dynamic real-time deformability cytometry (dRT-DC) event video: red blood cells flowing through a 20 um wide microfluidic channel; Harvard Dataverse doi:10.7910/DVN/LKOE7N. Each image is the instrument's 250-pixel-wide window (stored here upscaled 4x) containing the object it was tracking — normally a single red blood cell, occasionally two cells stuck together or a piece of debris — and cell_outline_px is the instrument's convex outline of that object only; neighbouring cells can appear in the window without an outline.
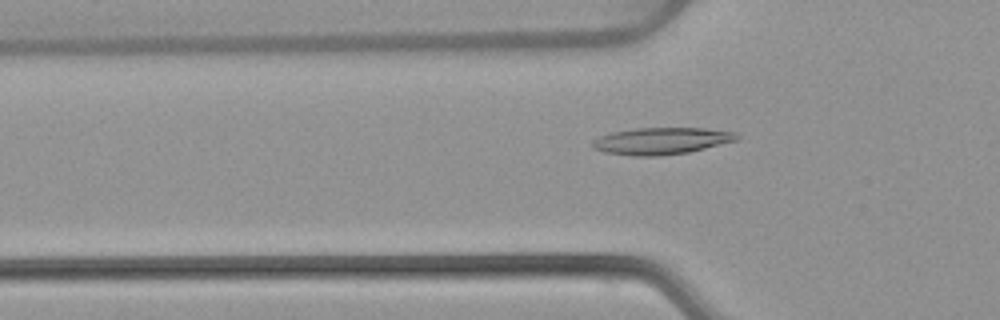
{"species": "common noctule bat (a hibernating species)", "species_latin": "Nyctalus noctula", "temperature_condition": "warm", "stored_images_in_passage": 52, "camera_frame_rate_fps": 3000, "um_per_image_px": 0.085, "animal": {"sex": "female", "body_mass_g": 22.7, "forearm_length_mm": 54.2}, "frame": {"image": 1, "passage_image": 17, "time_ms": 5.333, "image_size_px": [1000, 320], "cell_outline_px": [[740, 136], [736, 140], [688, 152], [656, 156], [632, 156], [604, 152], [592, 148], [592, 140], [600, 136], [612, 132], [636, 128], [704, 128], [736, 132]], "centroid_in_image_um": [56.18, 11.97], "position_along_channel_um": 69.6, "area_um2": 22.48}}
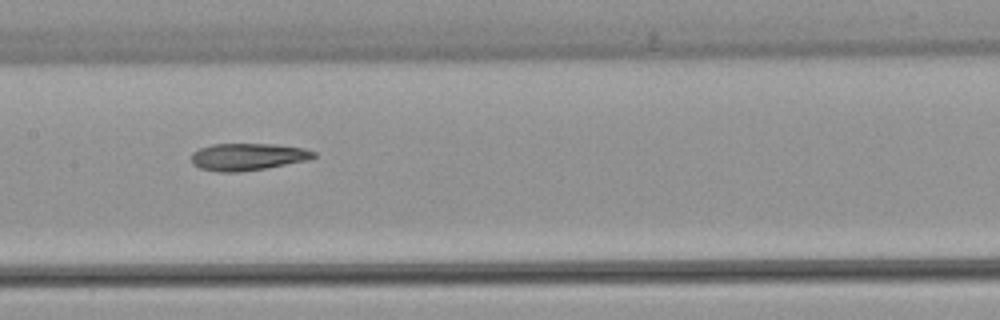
{"frame": {"image": 2, "passage_image": 26, "time_ms": 8.333, "image_size_px": [1000, 320], "cell_outline_px": [[316, 156], [308, 160], [264, 168], [240, 172], [216, 172], [200, 168], [192, 164], [192, 152], [200, 148], [212, 144], [276, 144], [304, 148], [316, 152]], "centroid_in_image_um": [21.05, 13.32], "position_along_channel_um": 186.4, "area_um2": 19.36}}
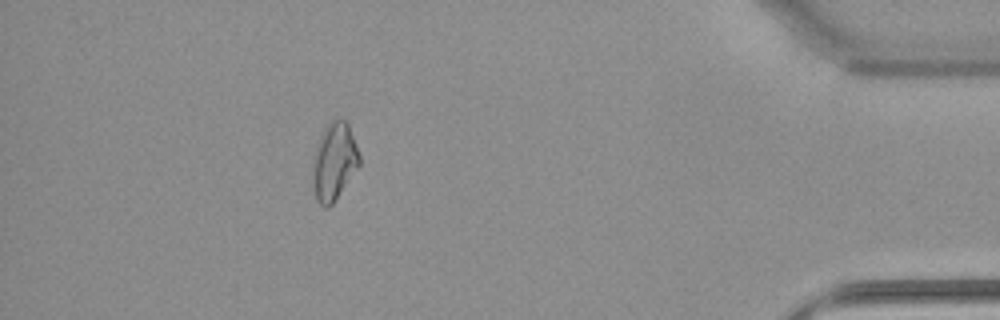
{"frame": {"image": 3, "passage_image": 47, "time_ms": 15.333, "image_size_px": [1000, 320], "cell_outline_px": [[360, 164], [332, 204], [328, 208], [324, 208], [316, 200], [312, 176], [312, 160], [320, 136], [324, 128], [332, 120], [340, 116], [348, 124], [356, 144], [360, 156]], "centroid_in_image_um": [28.39, 13.72], "position_along_channel_um": 406.8, "area_um2": 21.04}, "authors_computed_cell_mechanics": {"area_um2": 20.5768, "velocity_mm_per_s": 3.8733, "shape_relaxation_time_tau1_ms": null, "shape_relaxation_time_tau2_ms": 5.3103, "deformation_change_tau1": null, "deformation_change_tau2": 0.1568}}